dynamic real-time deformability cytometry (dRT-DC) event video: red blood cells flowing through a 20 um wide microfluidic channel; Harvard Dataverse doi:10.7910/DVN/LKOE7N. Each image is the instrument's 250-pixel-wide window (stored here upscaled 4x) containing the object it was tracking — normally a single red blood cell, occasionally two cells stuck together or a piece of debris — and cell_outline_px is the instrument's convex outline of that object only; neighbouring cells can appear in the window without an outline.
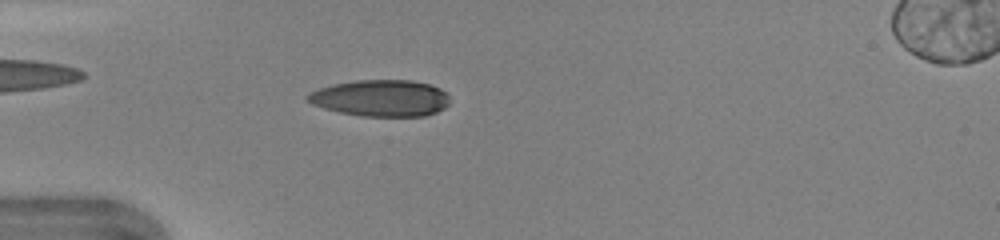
{"species": "human", "species_latin": "Homo sapiens", "temperature_condition": "warm", "stored_images_in_passage": 40, "camera_frame_rate_fps": 3000, "um_per_image_px": 0.085, "donor": {"sex": "female"}, "frame": {"image": 1, "passage_image": 7, "time_ms": 2.0, "image_size_px": [1000, 240], "cell_outline_px": [[448, 104], [444, 108], [436, 112], [424, 116], [360, 116], [340, 112], [324, 108], [312, 104], [304, 96], [320, 88], [332, 84], [356, 80], [412, 80], [428, 84], [440, 88], [448, 96]], "centroid_in_image_um": [32.36, 8.34], "position_along_channel_um": 52.6, "area_um2": 30.17}}
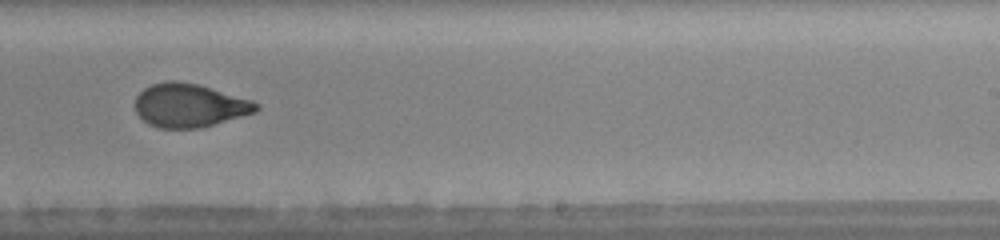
{"frame": {"image": 2, "passage_image": 23, "time_ms": 7.333, "image_size_px": [1000, 240], "cell_outline_px": [[260, 108], [256, 112], [200, 128], [160, 128], [148, 124], [136, 112], [136, 96], [144, 88], [152, 84], [164, 80], [176, 80], [196, 84], [252, 100], [260, 104]], "centroid_in_image_um": [16.1, 8.96], "position_along_channel_um": 272.9, "area_um2": 30.58}, "authors_computed_cell_mechanics": {"area_um2": 30.6918, "velocity_mm_per_s": 4.3769, "shape_relaxation_time_tau1_ms": 3.5426, "shape_relaxation_time_tau2_ms": 0.8499, "deformation_change_tau1": 0.1879, "deformation_change_tau2": 0.0617}}